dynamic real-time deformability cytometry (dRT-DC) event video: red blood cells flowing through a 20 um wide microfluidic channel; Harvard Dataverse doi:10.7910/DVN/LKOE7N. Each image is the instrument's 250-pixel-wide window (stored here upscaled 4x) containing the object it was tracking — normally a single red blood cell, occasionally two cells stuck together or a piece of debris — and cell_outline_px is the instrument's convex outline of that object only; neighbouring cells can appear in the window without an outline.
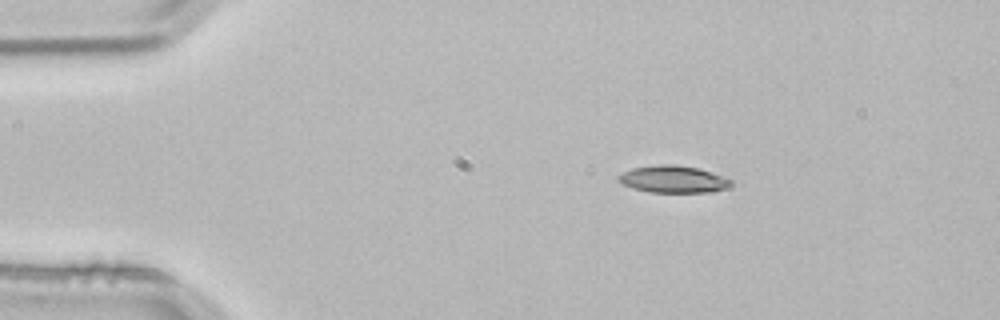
{"species": "common noctule bat (a hibernating species)", "species_latin": "Nyctalus noctula", "temperature_condition": "room temperature", "stored_images_in_passage": 2, "camera_frame_rate_fps": 3000, "um_per_image_px": 0.085, "animal": {"sex": "male", "body_mass_g": 21.5, "forearm_length_mm": 52.0}, "frame": {"image": 1, "passage_image": 1, "time_ms": 0.0, "image_size_px": [1000, 320], "cell_outline_px": [[732, 184], [724, 188], [712, 192], [648, 192], [632, 188], [616, 180], [616, 176], [632, 168], [656, 164], [676, 164], [696, 168], [724, 176], [732, 180]], "centroid_in_image_um": [57.19, 15.23], "position_along_channel_um": 27.8, "area_um2": 17.8}}